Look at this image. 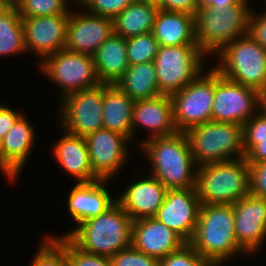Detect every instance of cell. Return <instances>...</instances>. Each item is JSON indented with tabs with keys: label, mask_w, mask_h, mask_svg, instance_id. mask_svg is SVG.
Returning <instances> with one entry per match:
<instances>
[{
	"label": "cell",
	"mask_w": 266,
	"mask_h": 266,
	"mask_svg": "<svg viewBox=\"0 0 266 266\" xmlns=\"http://www.w3.org/2000/svg\"><path fill=\"white\" fill-rule=\"evenodd\" d=\"M140 145L152 164L150 176L167 189L195 188L198 166L185 132L147 139Z\"/></svg>",
	"instance_id": "obj_1"
},
{
	"label": "cell",
	"mask_w": 266,
	"mask_h": 266,
	"mask_svg": "<svg viewBox=\"0 0 266 266\" xmlns=\"http://www.w3.org/2000/svg\"><path fill=\"white\" fill-rule=\"evenodd\" d=\"M214 266L245 253L236 241L234 211L231 204H201L198 222L188 243Z\"/></svg>",
	"instance_id": "obj_2"
},
{
	"label": "cell",
	"mask_w": 266,
	"mask_h": 266,
	"mask_svg": "<svg viewBox=\"0 0 266 266\" xmlns=\"http://www.w3.org/2000/svg\"><path fill=\"white\" fill-rule=\"evenodd\" d=\"M133 220L116 201L100 215L83 221L64 234L79 249L111 258L131 246Z\"/></svg>",
	"instance_id": "obj_3"
},
{
	"label": "cell",
	"mask_w": 266,
	"mask_h": 266,
	"mask_svg": "<svg viewBox=\"0 0 266 266\" xmlns=\"http://www.w3.org/2000/svg\"><path fill=\"white\" fill-rule=\"evenodd\" d=\"M250 0L224 9L206 6L195 14V39L201 52L217 55L225 46L249 33Z\"/></svg>",
	"instance_id": "obj_4"
},
{
	"label": "cell",
	"mask_w": 266,
	"mask_h": 266,
	"mask_svg": "<svg viewBox=\"0 0 266 266\" xmlns=\"http://www.w3.org/2000/svg\"><path fill=\"white\" fill-rule=\"evenodd\" d=\"M195 189L201 204H233L250 193L246 158L198 166Z\"/></svg>",
	"instance_id": "obj_5"
},
{
	"label": "cell",
	"mask_w": 266,
	"mask_h": 266,
	"mask_svg": "<svg viewBox=\"0 0 266 266\" xmlns=\"http://www.w3.org/2000/svg\"><path fill=\"white\" fill-rule=\"evenodd\" d=\"M185 133L197 166L245 157L243 125L209 121Z\"/></svg>",
	"instance_id": "obj_6"
},
{
	"label": "cell",
	"mask_w": 266,
	"mask_h": 266,
	"mask_svg": "<svg viewBox=\"0 0 266 266\" xmlns=\"http://www.w3.org/2000/svg\"><path fill=\"white\" fill-rule=\"evenodd\" d=\"M217 55L220 63L213 68L223 77L257 91L266 84V50L249 33Z\"/></svg>",
	"instance_id": "obj_7"
},
{
	"label": "cell",
	"mask_w": 266,
	"mask_h": 266,
	"mask_svg": "<svg viewBox=\"0 0 266 266\" xmlns=\"http://www.w3.org/2000/svg\"><path fill=\"white\" fill-rule=\"evenodd\" d=\"M205 58L198 45L159 46L154 63L160 94L171 96L195 80L205 71Z\"/></svg>",
	"instance_id": "obj_8"
},
{
	"label": "cell",
	"mask_w": 266,
	"mask_h": 266,
	"mask_svg": "<svg viewBox=\"0 0 266 266\" xmlns=\"http://www.w3.org/2000/svg\"><path fill=\"white\" fill-rule=\"evenodd\" d=\"M40 63L42 74L60 88L62 87L61 97L101 84L91 55L62 49Z\"/></svg>",
	"instance_id": "obj_9"
},
{
	"label": "cell",
	"mask_w": 266,
	"mask_h": 266,
	"mask_svg": "<svg viewBox=\"0 0 266 266\" xmlns=\"http://www.w3.org/2000/svg\"><path fill=\"white\" fill-rule=\"evenodd\" d=\"M203 71L183 89L171 95L173 120L178 132L211 121L214 101V68Z\"/></svg>",
	"instance_id": "obj_10"
},
{
	"label": "cell",
	"mask_w": 266,
	"mask_h": 266,
	"mask_svg": "<svg viewBox=\"0 0 266 266\" xmlns=\"http://www.w3.org/2000/svg\"><path fill=\"white\" fill-rule=\"evenodd\" d=\"M59 110L64 131L86 137L103 129V83L65 95Z\"/></svg>",
	"instance_id": "obj_11"
},
{
	"label": "cell",
	"mask_w": 266,
	"mask_h": 266,
	"mask_svg": "<svg viewBox=\"0 0 266 266\" xmlns=\"http://www.w3.org/2000/svg\"><path fill=\"white\" fill-rule=\"evenodd\" d=\"M257 112V90L231 81L214 69L211 121L244 125Z\"/></svg>",
	"instance_id": "obj_12"
},
{
	"label": "cell",
	"mask_w": 266,
	"mask_h": 266,
	"mask_svg": "<svg viewBox=\"0 0 266 266\" xmlns=\"http://www.w3.org/2000/svg\"><path fill=\"white\" fill-rule=\"evenodd\" d=\"M200 206L195 188L168 189L154 218L189 243L198 222Z\"/></svg>",
	"instance_id": "obj_13"
},
{
	"label": "cell",
	"mask_w": 266,
	"mask_h": 266,
	"mask_svg": "<svg viewBox=\"0 0 266 266\" xmlns=\"http://www.w3.org/2000/svg\"><path fill=\"white\" fill-rule=\"evenodd\" d=\"M94 174L103 180H112L124 168L128 158V139L116 132L100 129L85 137ZM127 143V144H126Z\"/></svg>",
	"instance_id": "obj_14"
},
{
	"label": "cell",
	"mask_w": 266,
	"mask_h": 266,
	"mask_svg": "<svg viewBox=\"0 0 266 266\" xmlns=\"http://www.w3.org/2000/svg\"><path fill=\"white\" fill-rule=\"evenodd\" d=\"M232 206L238 245L246 254L256 253L266 238V200L249 193Z\"/></svg>",
	"instance_id": "obj_15"
},
{
	"label": "cell",
	"mask_w": 266,
	"mask_h": 266,
	"mask_svg": "<svg viewBox=\"0 0 266 266\" xmlns=\"http://www.w3.org/2000/svg\"><path fill=\"white\" fill-rule=\"evenodd\" d=\"M21 18L26 52L32 50L43 61L65 49L69 14Z\"/></svg>",
	"instance_id": "obj_16"
},
{
	"label": "cell",
	"mask_w": 266,
	"mask_h": 266,
	"mask_svg": "<svg viewBox=\"0 0 266 266\" xmlns=\"http://www.w3.org/2000/svg\"><path fill=\"white\" fill-rule=\"evenodd\" d=\"M67 23L65 49L93 56L114 33L113 19L85 12H72Z\"/></svg>",
	"instance_id": "obj_17"
},
{
	"label": "cell",
	"mask_w": 266,
	"mask_h": 266,
	"mask_svg": "<svg viewBox=\"0 0 266 266\" xmlns=\"http://www.w3.org/2000/svg\"><path fill=\"white\" fill-rule=\"evenodd\" d=\"M185 244L177 233L154 217L134 220L132 223L131 245L158 261Z\"/></svg>",
	"instance_id": "obj_18"
},
{
	"label": "cell",
	"mask_w": 266,
	"mask_h": 266,
	"mask_svg": "<svg viewBox=\"0 0 266 266\" xmlns=\"http://www.w3.org/2000/svg\"><path fill=\"white\" fill-rule=\"evenodd\" d=\"M144 127L149 130V137L171 136L178 131L173 120V104L168 95H159L150 99L135 100L132 112V136L137 127Z\"/></svg>",
	"instance_id": "obj_19"
},
{
	"label": "cell",
	"mask_w": 266,
	"mask_h": 266,
	"mask_svg": "<svg viewBox=\"0 0 266 266\" xmlns=\"http://www.w3.org/2000/svg\"><path fill=\"white\" fill-rule=\"evenodd\" d=\"M167 190L155 177H145L131 183L117 201L133 221L152 218L165 200Z\"/></svg>",
	"instance_id": "obj_20"
},
{
	"label": "cell",
	"mask_w": 266,
	"mask_h": 266,
	"mask_svg": "<svg viewBox=\"0 0 266 266\" xmlns=\"http://www.w3.org/2000/svg\"><path fill=\"white\" fill-rule=\"evenodd\" d=\"M107 181L109 180L99 179L79 182L73 186L67 199L68 210L77 225L100 215L117 201L105 187Z\"/></svg>",
	"instance_id": "obj_21"
},
{
	"label": "cell",
	"mask_w": 266,
	"mask_h": 266,
	"mask_svg": "<svg viewBox=\"0 0 266 266\" xmlns=\"http://www.w3.org/2000/svg\"><path fill=\"white\" fill-rule=\"evenodd\" d=\"M34 127L22 114L2 138L3 174L14 182L34 146Z\"/></svg>",
	"instance_id": "obj_22"
},
{
	"label": "cell",
	"mask_w": 266,
	"mask_h": 266,
	"mask_svg": "<svg viewBox=\"0 0 266 266\" xmlns=\"http://www.w3.org/2000/svg\"><path fill=\"white\" fill-rule=\"evenodd\" d=\"M62 131L65 133L64 136L52 147L54 159L67 174L76 179L77 183L99 180L92 171L85 137Z\"/></svg>",
	"instance_id": "obj_23"
},
{
	"label": "cell",
	"mask_w": 266,
	"mask_h": 266,
	"mask_svg": "<svg viewBox=\"0 0 266 266\" xmlns=\"http://www.w3.org/2000/svg\"><path fill=\"white\" fill-rule=\"evenodd\" d=\"M152 33L159 46L197 45L195 15L159 9Z\"/></svg>",
	"instance_id": "obj_24"
},
{
	"label": "cell",
	"mask_w": 266,
	"mask_h": 266,
	"mask_svg": "<svg viewBox=\"0 0 266 266\" xmlns=\"http://www.w3.org/2000/svg\"><path fill=\"white\" fill-rule=\"evenodd\" d=\"M132 100L116 84L103 83V128L132 139Z\"/></svg>",
	"instance_id": "obj_25"
},
{
	"label": "cell",
	"mask_w": 266,
	"mask_h": 266,
	"mask_svg": "<svg viewBox=\"0 0 266 266\" xmlns=\"http://www.w3.org/2000/svg\"><path fill=\"white\" fill-rule=\"evenodd\" d=\"M101 83L115 84L129 67L126 39L113 33L93 55Z\"/></svg>",
	"instance_id": "obj_26"
},
{
	"label": "cell",
	"mask_w": 266,
	"mask_h": 266,
	"mask_svg": "<svg viewBox=\"0 0 266 266\" xmlns=\"http://www.w3.org/2000/svg\"><path fill=\"white\" fill-rule=\"evenodd\" d=\"M158 10L154 2L135 0L113 19L114 33L128 39L152 32Z\"/></svg>",
	"instance_id": "obj_27"
},
{
	"label": "cell",
	"mask_w": 266,
	"mask_h": 266,
	"mask_svg": "<svg viewBox=\"0 0 266 266\" xmlns=\"http://www.w3.org/2000/svg\"><path fill=\"white\" fill-rule=\"evenodd\" d=\"M115 84L132 100L150 99L161 95L154 61L129 65Z\"/></svg>",
	"instance_id": "obj_28"
},
{
	"label": "cell",
	"mask_w": 266,
	"mask_h": 266,
	"mask_svg": "<svg viewBox=\"0 0 266 266\" xmlns=\"http://www.w3.org/2000/svg\"><path fill=\"white\" fill-rule=\"evenodd\" d=\"M25 52L22 18L17 8L5 7L0 12V57Z\"/></svg>",
	"instance_id": "obj_29"
},
{
	"label": "cell",
	"mask_w": 266,
	"mask_h": 266,
	"mask_svg": "<svg viewBox=\"0 0 266 266\" xmlns=\"http://www.w3.org/2000/svg\"><path fill=\"white\" fill-rule=\"evenodd\" d=\"M126 46L129 65L153 62L159 48L152 32L126 39Z\"/></svg>",
	"instance_id": "obj_30"
},
{
	"label": "cell",
	"mask_w": 266,
	"mask_h": 266,
	"mask_svg": "<svg viewBox=\"0 0 266 266\" xmlns=\"http://www.w3.org/2000/svg\"><path fill=\"white\" fill-rule=\"evenodd\" d=\"M68 0H21L17 7L21 17L70 14Z\"/></svg>",
	"instance_id": "obj_31"
},
{
	"label": "cell",
	"mask_w": 266,
	"mask_h": 266,
	"mask_svg": "<svg viewBox=\"0 0 266 266\" xmlns=\"http://www.w3.org/2000/svg\"><path fill=\"white\" fill-rule=\"evenodd\" d=\"M54 237L65 249L68 266H112L109 257L96 255L79 249L67 236Z\"/></svg>",
	"instance_id": "obj_32"
},
{
	"label": "cell",
	"mask_w": 266,
	"mask_h": 266,
	"mask_svg": "<svg viewBox=\"0 0 266 266\" xmlns=\"http://www.w3.org/2000/svg\"><path fill=\"white\" fill-rule=\"evenodd\" d=\"M42 240L31 266H68L66 249L54 237L45 236Z\"/></svg>",
	"instance_id": "obj_33"
},
{
	"label": "cell",
	"mask_w": 266,
	"mask_h": 266,
	"mask_svg": "<svg viewBox=\"0 0 266 266\" xmlns=\"http://www.w3.org/2000/svg\"><path fill=\"white\" fill-rule=\"evenodd\" d=\"M260 141H266V115L259 111L243 125V151L246 156Z\"/></svg>",
	"instance_id": "obj_34"
},
{
	"label": "cell",
	"mask_w": 266,
	"mask_h": 266,
	"mask_svg": "<svg viewBox=\"0 0 266 266\" xmlns=\"http://www.w3.org/2000/svg\"><path fill=\"white\" fill-rule=\"evenodd\" d=\"M159 266H214L198 254L188 243L159 261Z\"/></svg>",
	"instance_id": "obj_35"
},
{
	"label": "cell",
	"mask_w": 266,
	"mask_h": 266,
	"mask_svg": "<svg viewBox=\"0 0 266 266\" xmlns=\"http://www.w3.org/2000/svg\"><path fill=\"white\" fill-rule=\"evenodd\" d=\"M135 0H81L80 5L87 12L114 19Z\"/></svg>",
	"instance_id": "obj_36"
},
{
	"label": "cell",
	"mask_w": 266,
	"mask_h": 266,
	"mask_svg": "<svg viewBox=\"0 0 266 266\" xmlns=\"http://www.w3.org/2000/svg\"><path fill=\"white\" fill-rule=\"evenodd\" d=\"M112 266H159V261L132 245L117 252L111 258Z\"/></svg>",
	"instance_id": "obj_37"
},
{
	"label": "cell",
	"mask_w": 266,
	"mask_h": 266,
	"mask_svg": "<svg viewBox=\"0 0 266 266\" xmlns=\"http://www.w3.org/2000/svg\"><path fill=\"white\" fill-rule=\"evenodd\" d=\"M248 164L250 170V193L266 200V161Z\"/></svg>",
	"instance_id": "obj_38"
},
{
	"label": "cell",
	"mask_w": 266,
	"mask_h": 266,
	"mask_svg": "<svg viewBox=\"0 0 266 266\" xmlns=\"http://www.w3.org/2000/svg\"><path fill=\"white\" fill-rule=\"evenodd\" d=\"M249 35L266 50V11H251L249 19Z\"/></svg>",
	"instance_id": "obj_39"
},
{
	"label": "cell",
	"mask_w": 266,
	"mask_h": 266,
	"mask_svg": "<svg viewBox=\"0 0 266 266\" xmlns=\"http://www.w3.org/2000/svg\"><path fill=\"white\" fill-rule=\"evenodd\" d=\"M156 5L164 11L185 12L192 15L198 10L197 0H158Z\"/></svg>",
	"instance_id": "obj_40"
},
{
	"label": "cell",
	"mask_w": 266,
	"mask_h": 266,
	"mask_svg": "<svg viewBox=\"0 0 266 266\" xmlns=\"http://www.w3.org/2000/svg\"><path fill=\"white\" fill-rule=\"evenodd\" d=\"M4 104H0V137L3 138L15 121L22 115Z\"/></svg>",
	"instance_id": "obj_41"
},
{
	"label": "cell",
	"mask_w": 266,
	"mask_h": 266,
	"mask_svg": "<svg viewBox=\"0 0 266 266\" xmlns=\"http://www.w3.org/2000/svg\"><path fill=\"white\" fill-rule=\"evenodd\" d=\"M248 163H262L266 161V141H260L246 156Z\"/></svg>",
	"instance_id": "obj_42"
},
{
	"label": "cell",
	"mask_w": 266,
	"mask_h": 266,
	"mask_svg": "<svg viewBox=\"0 0 266 266\" xmlns=\"http://www.w3.org/2000/svg\"><path fill=\"white\" fill-rule=\"evenodd\" d=\"M241 1L242 0H197V6L198 9L206 6L224 9L228 6L240 3Z\"/></svg>",
	"instance_id": "obj_43"
},
{
	"label": "cell",
	"mask_w": 266,
	"mask_h": 266,
	"mask_svg": "<svg viewBox=\"0 0 266 266\" xmlns=\"http://www.w3.org/2000/svg\"><path fill=\"white\" fill-rule=\"evenodd\" d=\"M258 111L266 115V84L257 91Z\"/></svg>",
	"instance_id": "obj_44"
},
{
	"label": "cell",
	"mask_w": 266,
	"mask_h": 266,
	"mask_svg": "<svg viewBox=\"0 0 266 266\" xmlns=\"http://www.w3.org/2000/svg\"><path fill=\"white\" fill-rule=\"evenodd\" d=\"M6 7L17 8L21 0H0Z\"/></svg>",
	"instance_id": "obj_45"
},
{
	"label": "cell",
	"mask_w": 266,
	"mask_h": 266,
	"mask_svg": "<svg viewBox=\"0 0 266 266\" xmlns=\"http://www.w3.org/2000/svg\"><path fill=\"white\" fill-rule=\"evenodd\" d=\"M0 171L3 173V150H2V138L0 137Z\"/></svg>",
	"instance_id": "obj_46"
},
{
	"label": "cell",
	"mask_w": 266,
	"mask_h": 266,
	"mask_svg": "<svg viewBox=\"0 0 266 266\" xmlns=\"http://www.w3.org/2000/svg\"><path fill=\"white\" fill-rule=\"evenodd\" d=\"M68 1H69L70 4H71V2L75 3V5L76 4L80 5V3H81V0H68Z\"/></svg>",
	"instance_id": "obj_47"
},
{
	"label": "cell",
	"mask_w": 266,
	"mask_h": 266,
	"mask_svg": "<svg viewBox=\"0 0 266 266\" xmlns=\"http://www.w3.org/2000/svg\"><path fill=\"white\" fill-rule=\"evenodd\" d=\"M6 6L0 1V12L5 8Z\"/></svg>",
	"instance_id": "obj_48"
},
{
	"label": "cell",
	"mask_w": 266,
	"mask_h": 266,
	"mask_svg": "<svg viewBox=\"0 0 266 266\" xmlns=\"http://www.w3.org/2000/svg\"><path fill=\"white\" fill-rule=\"evenodd\" d=\"M147 1L156 3L158 0H147Z\"/></svg>",
	"instance_id": "obj_49"
}]
</instances>
